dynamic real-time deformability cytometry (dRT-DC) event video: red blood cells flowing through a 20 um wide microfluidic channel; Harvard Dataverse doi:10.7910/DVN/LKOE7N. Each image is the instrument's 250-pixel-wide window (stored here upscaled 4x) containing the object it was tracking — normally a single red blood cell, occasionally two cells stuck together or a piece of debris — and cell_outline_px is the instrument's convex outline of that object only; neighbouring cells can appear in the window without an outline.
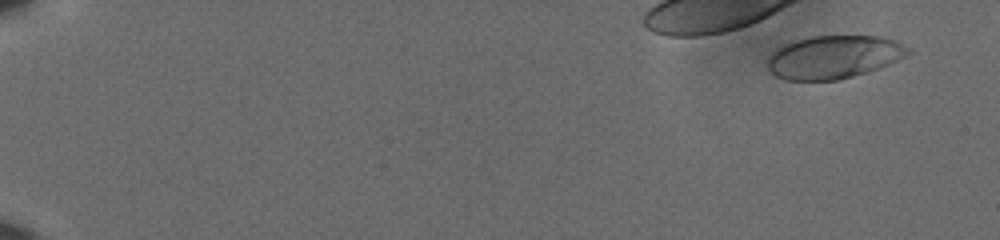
{"species": "human", "species_latin": "Homo sapiens", "temperature_condition": "cold", "stored_images_in_passage": 60, "camera_frame_rate_fps": 3000, "um_per_image_px": 0.085, "donor": {"sex": "male"}, "frame": {"image": 1, "passage_image": 4, "time_ms": 1.0, "image_size_px": [1000, 240], "cell_outline_px": [[912, 52], [888, 64], [852, 76], [836, 80], [788, 80], [776, 76], [768, 68], [764, 60], [776, 48], [784, 44], [808, 36], [880, 36], [892, 40], [908, 48]], "centroid_in_image_um": [70.78, 4.84], "position_along_channel_um": 14.2, "area_um2": 34.97}}
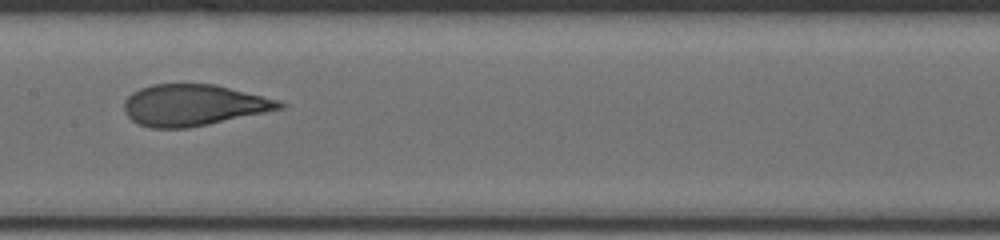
{"frame": {"image": 2, "passage_image": 34, "time_ms": 11.0, "image_size_px": [1000, 240], "cell_outline_px": [[284, 108], [208, 124], [188, 128], [152, 128], [136, 124], [124, 112], [124, 100], [132, 92], [140, 88], [152, 84], [216, 84], [280, 100], [284, 104]], "centroid_in_image_um": [16.41, 8.93], "position_along_channel_um": 191.0, "area_um2": 37.45}}
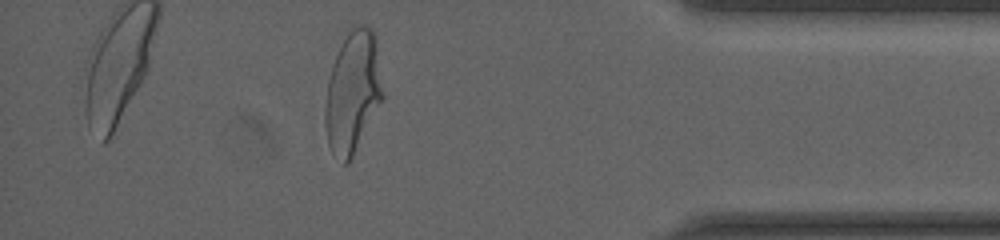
{"frame": {"image": 3, "passage_image": 54, "time_ms": 17.667, "image_size_px": [1000, 240], "cell_outline_px": [[384, 96], [348, 164], [344, 164], [332, 152], [328, 144], [324, 124], [324, 108], [328, 80], [332, 64], [348, 32], [352, 28], [360, 24], [364, 24], [372, 28], [376, 36]], "centroid_in_image_um": [29.98, 7.81], "position_along_channel_um": 405.2, "area_um2": 40.75}, "authors_computed_cell_mechanics": {"area_um2": 37.3388, "velocity_mm_per_s": 3.6168, "shape_relaxation_time_tau1_ms": 5.5863, "shape_relaxation_time_tau2_ms": 0.7738, "deformation_change_tau1": 0.2163, "deformation_change_tau2": 0.0613}}